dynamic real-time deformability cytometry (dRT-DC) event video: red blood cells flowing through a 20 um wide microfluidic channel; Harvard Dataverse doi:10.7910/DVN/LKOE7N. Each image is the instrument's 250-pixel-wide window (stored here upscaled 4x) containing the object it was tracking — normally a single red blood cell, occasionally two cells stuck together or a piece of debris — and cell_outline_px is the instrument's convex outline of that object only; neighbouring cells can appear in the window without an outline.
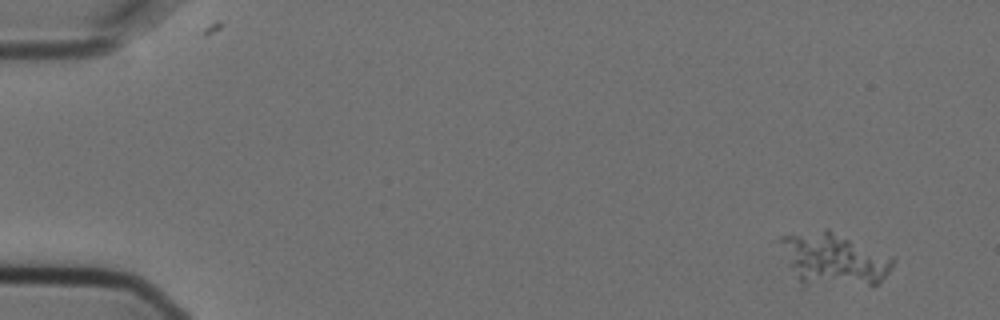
{"species": "Egyptian fruit bat (a non-hibernating species)", "species_latin": "Rousettus aegyptiacus", "temperature_condition": "cold", "stored_images_in_passage": 4, "camera_frame_rate_fps": 3000, "um_per_image_px": 0.085, "animal": {"sex": "female"}, "frame": {"image": 1, "passage_image": 1, "time_ms": 0.0, "image_size_px": [1000, 320], "cell_outline_px": [[896, 260], [888, 272], [872, 288], [804, 284], [800, 280], [776, 240], [780, 236], [824, 228], [828, 228], [892, 256]], "centroid_in_image_um": [70.92, 22.04], "position_along_channel_um": 14.1, "area_um2": 34.91}}